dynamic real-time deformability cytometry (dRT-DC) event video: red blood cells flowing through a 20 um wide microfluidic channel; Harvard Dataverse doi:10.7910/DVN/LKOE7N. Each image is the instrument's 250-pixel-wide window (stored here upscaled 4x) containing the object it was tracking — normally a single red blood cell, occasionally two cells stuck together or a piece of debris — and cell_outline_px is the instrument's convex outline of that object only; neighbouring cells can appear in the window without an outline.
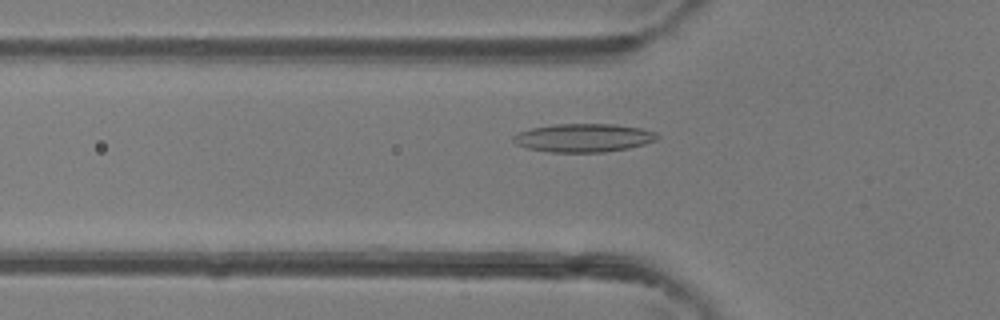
{"species": "common noctule bat (a hibernating species)", "species_latin": "Nyctalus noctula", "temperature_condition": "room temperature", "stored_images_in_passage": 47, "camera_frame_rate_fps": 3000, "um_per_image_px": 0.085, "animal": {"sex": "female"}, "frame": {"image": 1, "passage_image": 16, "time_ms": 5.0, "image_size_px": [1000, 320], "cell_outline_px": [[660, 136], [656, 140], [644, 144], [628, 148], [604, 152], [548, 152], [528, 148], [516, 144], [512, 140], [512, 136], [516, 132], [532, 128], [556, 124], [612, 124], [640, 128], [656, 132]], "centroid_in_image_um": [49.58, 11.71], "position_along_channel_um": 76.2, "area_um2": 23.81}}
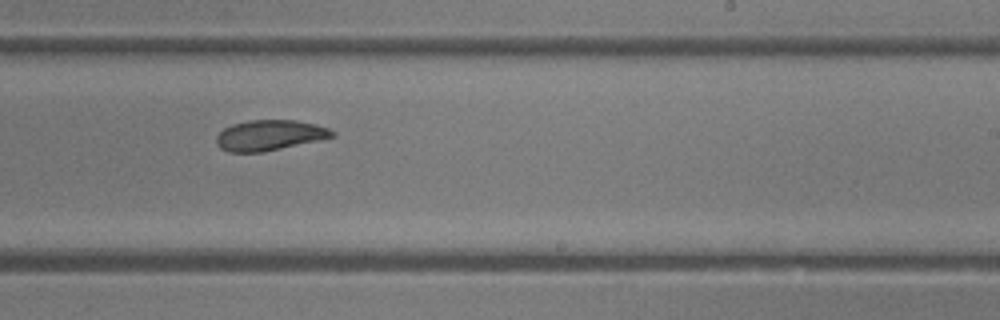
{"frame": {"image": 2, "passage_image": 29, "time_ms": 9.333, "image_size_px": [1000, 320], "cell_outline_px": [[336, 136], [320, 140], [264, 152], [228, 152], [220, 148], [216, 144], [216, 136], [224, 128], [232, 124], [248, 120], [296, 120], [316, 124], [328, 128], [336, 132]], "centroid_in_image_um": [22.92, 11.5], "position_along_channel_um": 266.1, "area_um2": 20.75}}
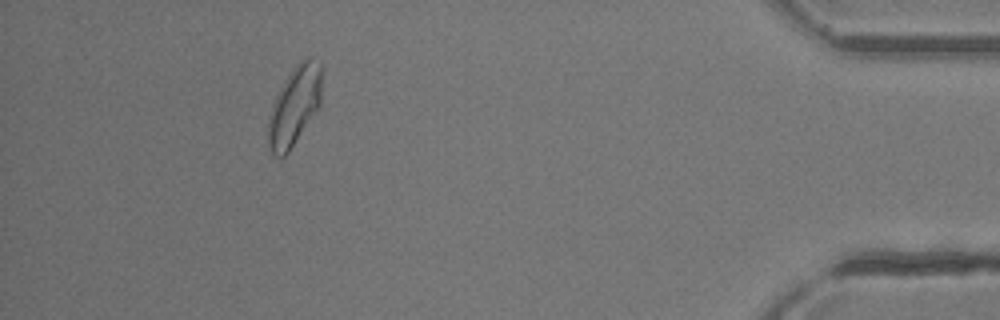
{"frame": {"image": 3, "passage_image": 43, "time_ms": 14.0, "image_size_px": [1000, 320], "cell_outline_px": [[320, 104], [288, 152], [280, 160], [268, 148], [268, 116], [272, 104], [284, 80], [292, 68], [304, 56], [312, 56], [320, 64]], "centroid_in_image_um": [24.99, 8.98], "position_along_channel_um": 410.2, "area_um2": 24.45}, "authors_computed_cell_mechanics": {"area_um2": 22.5998, "velocity_mm_per_s": 4.3719, "shape_relaxation_time_tau1_ms": 6.2802, "shape_relaxation_time_tau2_ms": 1.4745, "deformation_change_tau1": 0.1571, "deformation_change_tau2": 0.07}}